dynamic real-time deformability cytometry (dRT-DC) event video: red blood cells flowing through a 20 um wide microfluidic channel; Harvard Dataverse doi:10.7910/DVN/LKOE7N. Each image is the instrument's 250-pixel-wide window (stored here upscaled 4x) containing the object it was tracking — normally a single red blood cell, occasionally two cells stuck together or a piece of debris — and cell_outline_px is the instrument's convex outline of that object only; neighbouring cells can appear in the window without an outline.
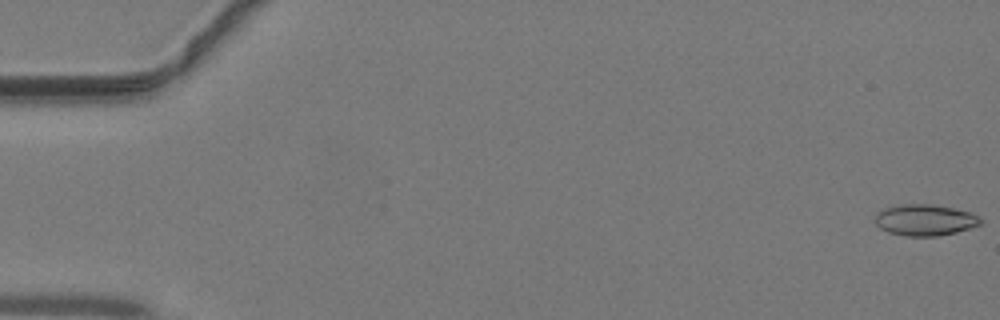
{"species": "common noctule bat (a hibernating species)", "species_latin": "Nyctalus noctula", "temperature_condition": "warm", "stored_images_in_passage": 6, "camera_frame_rate_fps": 3000, "um_per_image_px": 0.085, "animal": {"sex": "male", "body_mass_g": 19.2, "forearm_length_mm": 51.8}, "frame": {"image": 1, "passage_image": 1, "time_ms": 0.0, "image_size_px": [1000, 320], "cell_outline_px": [[984, 220], [980, 224], [972, 228], [956, 232], [936, 236], [904, 236], [888, 232], [880, 228], [876, 224], [876, 212], [884, 208], [900, 204], [932, 204], [956, 208], [980, 216]], "centroid_in_image_um": [78.64, 18.69], "position_along_channel_um": 6.4, "area_um2": 19.42}}